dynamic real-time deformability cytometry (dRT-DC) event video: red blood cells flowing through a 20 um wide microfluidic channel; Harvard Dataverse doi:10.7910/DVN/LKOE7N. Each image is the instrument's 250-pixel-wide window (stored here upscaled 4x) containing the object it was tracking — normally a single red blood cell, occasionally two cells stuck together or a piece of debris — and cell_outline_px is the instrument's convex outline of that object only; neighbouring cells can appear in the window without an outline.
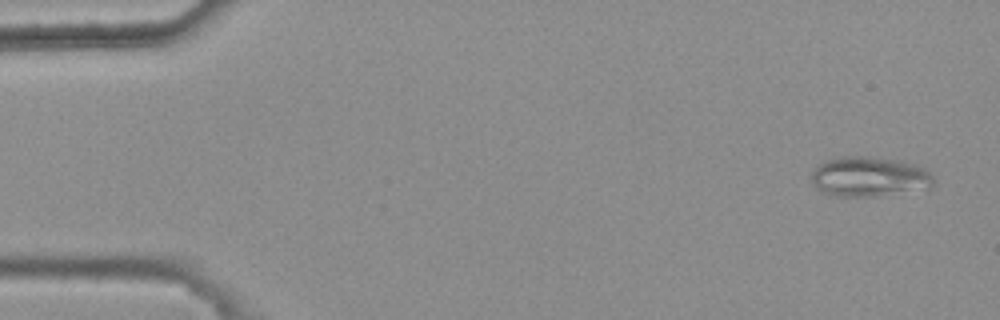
{"species": "common noctule bat (a hibernating species)", "species_latin": "Nyctalus noctula", "temperature_condition": "warm", "stored_images_in_passage": 4, "camera_frame_rate_fps": 3000, "um_per_image_px": 0.085, "animal": {"sex": "female", "body_mass_g": 25.1}, "frame": {"image": 1, "passage_image": 1, "time_ms": 0.0, "image_size_px": [1000, 320], "cell_outline_px": [[932, 184], [880, 196], [836, 196], [824, 192], [816, 188], [812, 180], [812, 172], [820, 164], [828, 160], [844, 156], [860, 156], [900, 160], [924, 168], [932, 176]], "centroid_in_image_um": [73.8, 15.0], "position_along_channel_um": 11.2, "area_um2": 27.4}}